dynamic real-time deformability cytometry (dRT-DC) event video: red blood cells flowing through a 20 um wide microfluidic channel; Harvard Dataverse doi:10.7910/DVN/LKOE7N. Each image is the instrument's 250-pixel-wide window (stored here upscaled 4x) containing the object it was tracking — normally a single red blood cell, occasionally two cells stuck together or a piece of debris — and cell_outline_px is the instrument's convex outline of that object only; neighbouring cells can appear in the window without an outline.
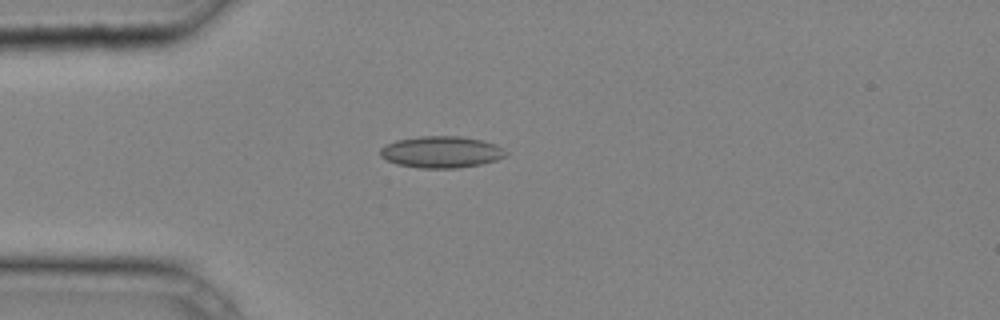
{"species": "common noctule bat (a hibernating species)", "species_latin": "Nyctalus noctula", "temperature_condition": "cold", "stored_images_in_passage": 30, "camera_frame_rate_fps": 3000, "um_per_image_px": 0.085, "animal": {"sex": "male", "body_mass_g": 20.4}, "frame": {"image": 1, "passage_image": 1, "time_ms": 0.0, "image_size_px": [1000, 320], "cell_outline_px": [[508, 156], [496, 160], [480, 164], [456, 168], [416, 168], [396, 164], [380, 156], [380, 148], [396, 140], [420, 136], [460, 136], [480, 140], [496, 144], [508, 152]], "centroid_in_image_um": [37.52, 12.92], "position_along_channel_um": 47.5, "area_um2": 23.18}}
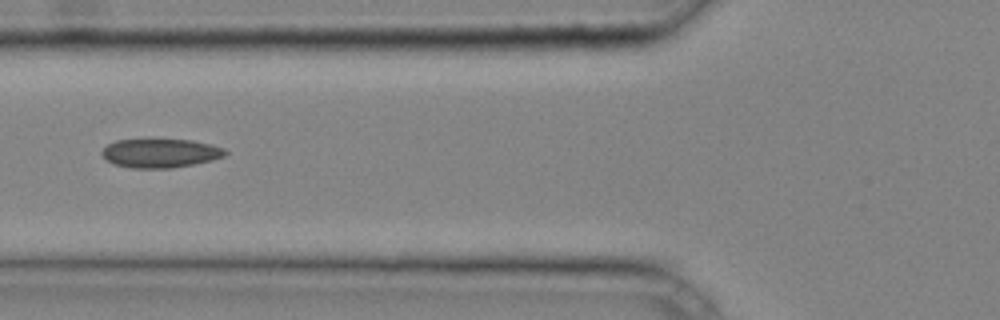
{"frame": {"image": 2, "passage_image": 6, "time_ms": 1.667, "image_size_px": [1000, 320], "cell_outline_px": [[228, 152], [224, 156], [212, 160], [172, 168], [132, 168], [116, 164], [108, 160], [100, 152], [108, 144], [116, 140], [152, 136], [192, 140], [224, 148]], "centroid_in_image_um": [13.61, 12.96], "position_along_channel_um": 112.2, "area_um2": 21.5}}
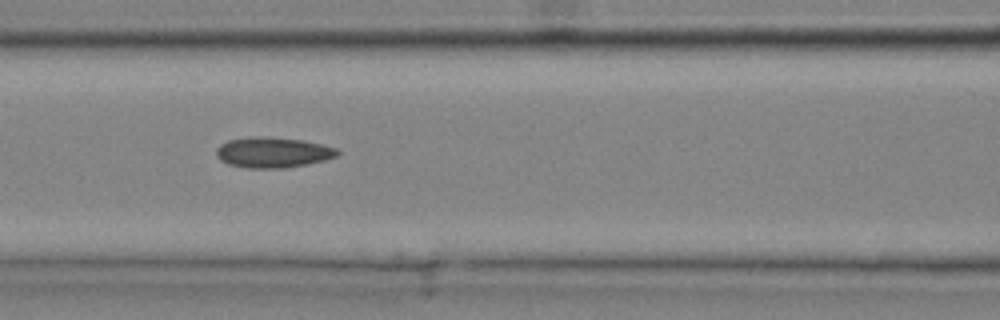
{"frame": {"image": 3, "passage_image": 8, "time_ms": 2.333, "image_size_px": [1000, 320], "cell_outline_px": [[340, 152], [336, 156], [324, 160], [284, 168], [248, 168], [228, 164], [220, 160], [216, 156], [216, 148], [220, 144], [228, 140], [252, 136], [260, 136], [304, 140], [336, 148]], "centroid_in_image_um": [23.15, 12.95], "position_along_channel_um": 143.5, "area_um2": 21.44}}